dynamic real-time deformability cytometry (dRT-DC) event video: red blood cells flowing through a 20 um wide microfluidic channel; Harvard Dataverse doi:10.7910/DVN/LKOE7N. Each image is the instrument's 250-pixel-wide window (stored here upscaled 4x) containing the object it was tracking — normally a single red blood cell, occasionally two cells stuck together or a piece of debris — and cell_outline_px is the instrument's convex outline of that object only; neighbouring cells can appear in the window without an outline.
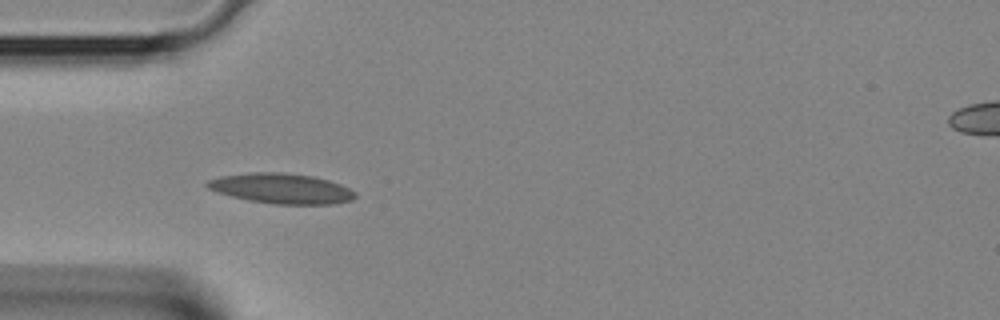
{"species": "Egyptian fruit bat (a non-hibernating species)", "species_latin": "Rousettus aegyptiacus", "temperature_condition": "room temperature", "stored_images_in_passage": 12, "camera_frame_rate_fps": 3000, "um_per_image_px": 0.085, "animal": {"sex": "female"}, "frame": {"image": 1, "passage_image": 1, "time_ms": 0.0, "image_size_px": [1000, 320], "cell_outline_px": [[356, 196], [352, 200], [332, 204], [276, 204], [248, 200], [232, 196], [208, 188], [204, 184], [208, 180], [220, 176], [252, 172], [280, 172], [312, 176], [328, 180], [340, 184], [356, 192]], "centroid_in_image_um": [23.93, 16.02], "position_along_channel_um": 61.1, "area_um2": 25.84}}
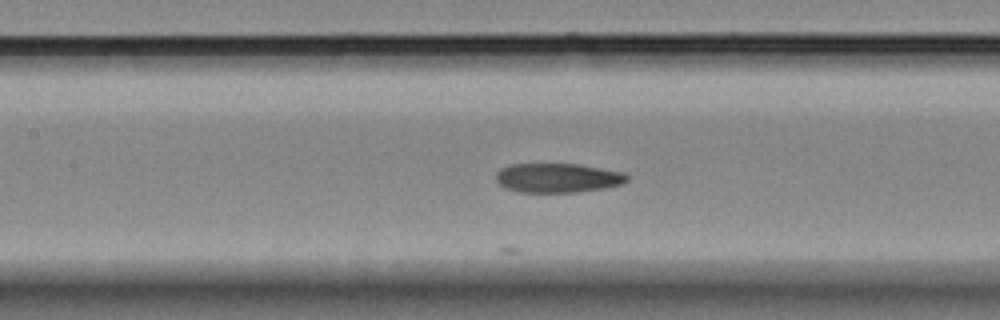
{"frame": {"image": 2, "passage_image": 7, "time_ms": 2.0, "image_size_px": [1000, 320], "cell_outline_px": [[628, 180], [620, 184], [604, 188], [576, 192], [520, 192], [508, 188], [500, 184], [496, 180], [496, 172], [500, 168], [508, 164], [576, 164], [624, 172], [628, 176]], "centroid_in_image_um": [47.38, 15.11], "position_along_channel_um": 160.0, "area_um2": 22.25}}
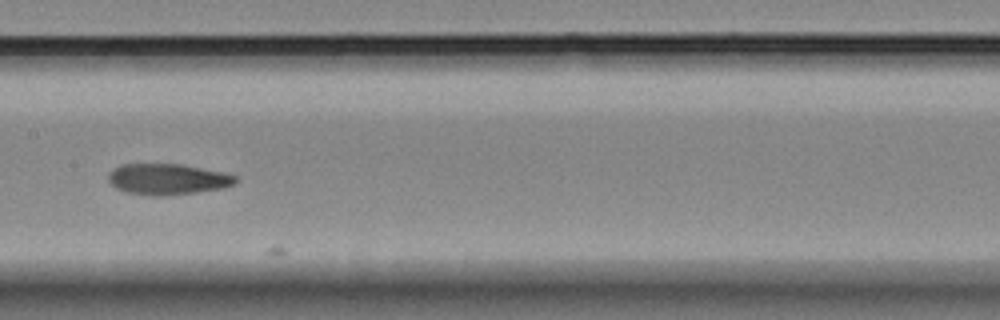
{"frame": {"image": 3, "passage_image": 9, "time_ms": 2.667, "image_size_px": [1000, 320], "cell_outline_px": [[240, 180], [224, 188], [196, 192], [164, 196], [152, 196], [128, 192], [116, 188], [108, 180], [108, 176], [120, 164], [180, 164], [224, 172], [236, 176]], "centroid_in_image_um": [14.28, 15.23], "position_along_channel_um": 193.1, "area_um2": 22.83}}